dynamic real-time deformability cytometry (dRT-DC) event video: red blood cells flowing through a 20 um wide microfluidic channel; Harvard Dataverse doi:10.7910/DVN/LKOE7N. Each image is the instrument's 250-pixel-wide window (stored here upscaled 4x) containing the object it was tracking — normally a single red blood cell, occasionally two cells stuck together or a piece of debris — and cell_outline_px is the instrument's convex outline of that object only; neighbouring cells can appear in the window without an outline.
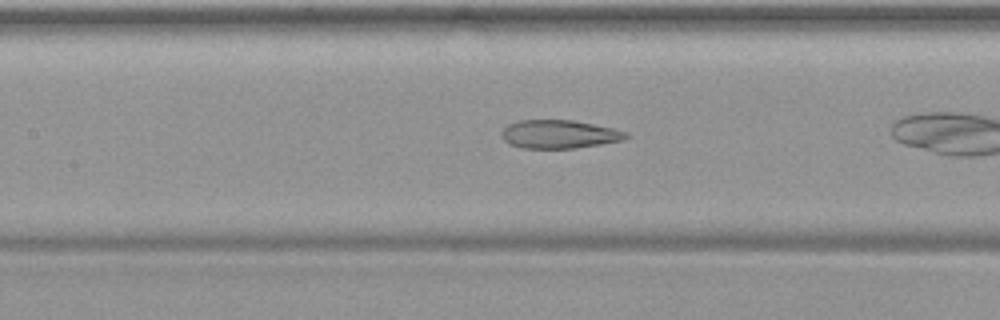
{"species": "common noctule bat (a hibernating species)", "species_latin": "Nyctalus noctula", "temperature_condition": "warm", "stored_images_in_passage": 24, "camera_frame_rate_fps": 3000, "um_per_image_px": 0.085, "animal": {"sex": "female", "body_mass_g": 19.9}, "frame": {"image": 1, "passage_image": 8, "time_ms": 2.333, "image_size_px": [1000, 320], "cell_outline_px": [[628, 136], [624, 140], [576, 148], [520, 148], [508, 144], [500, 136], [500, 132], [508, 124], [520, 120], [572, 120], [612, 128], [628, 132]], "centroid_in_image_um": [47.49, 11.41], "position_along_channel_um": 159.9, "area_um2": 20.63}}
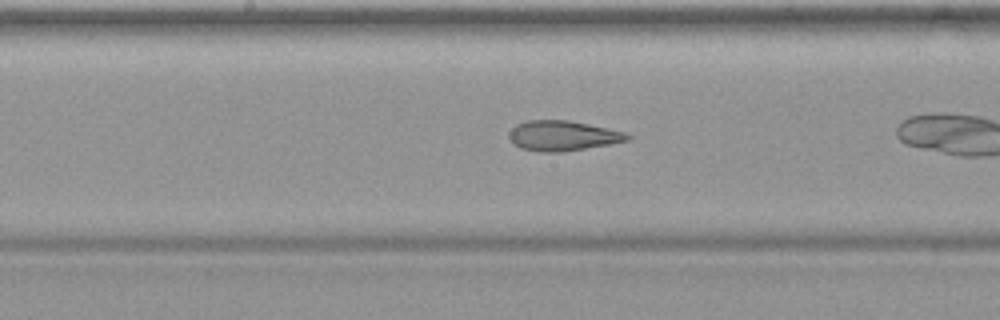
{"frame": {"image": 2, "passage_image": 11, "time_ms": 3.333, "image_size_px": [1000, 320], "cell_outline_px": [[632, 136], [628, 140], [608, 144], [560, 152], [540, 152], [520, 148], [512, 144], [508, 136], [508, 132], [516, 124], [528, 120], [568, 120], [628, 132]], "centroid_in_image_um": [47.8, 11.53], "position_along_channel_um": 200.4, "area_um2": 20.81}}